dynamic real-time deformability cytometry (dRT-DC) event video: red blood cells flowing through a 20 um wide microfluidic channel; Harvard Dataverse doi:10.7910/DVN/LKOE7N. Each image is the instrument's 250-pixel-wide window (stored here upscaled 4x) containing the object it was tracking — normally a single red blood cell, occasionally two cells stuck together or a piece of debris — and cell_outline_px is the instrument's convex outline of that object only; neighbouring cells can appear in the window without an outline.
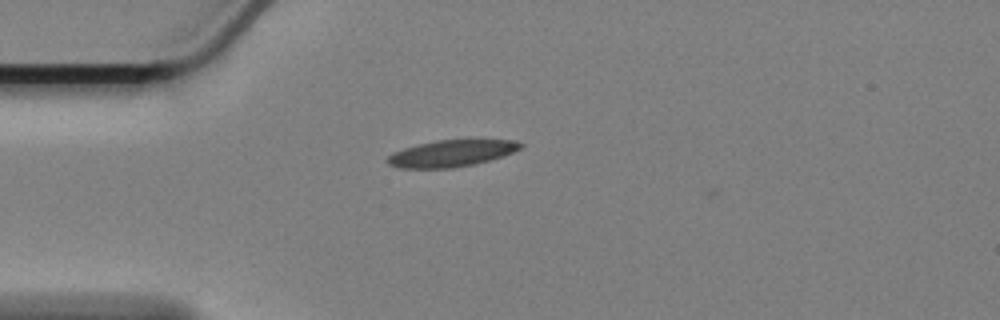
{"species": "Egyptian fruit bat (a non-hibernating species)", "species_latin": "Rousettus aegyptiacus", "temperature_condition": "cold", "stored_images_in_passage": 3, "camera_frame_rate_fps": 3000, "um_per_image_px": 0.085, "animal": {"sex": "female"}, "frame": {"image": 1, "passage_image": 2, "time_ms": 0.333, "image_size_px": [1000, 320], "cell_outline_px": [[524, 144], [520, 148], [504, 156], [472, 164], [452, 168], [400, 168], [388, 164], [384, 160], [392, 152], [404, 148], [436, 140], [516, 140]], "centroid_in_image_um": [38.34, 13.04], "position_along_channel_um": 46.7, "area_um2": 20.52}}